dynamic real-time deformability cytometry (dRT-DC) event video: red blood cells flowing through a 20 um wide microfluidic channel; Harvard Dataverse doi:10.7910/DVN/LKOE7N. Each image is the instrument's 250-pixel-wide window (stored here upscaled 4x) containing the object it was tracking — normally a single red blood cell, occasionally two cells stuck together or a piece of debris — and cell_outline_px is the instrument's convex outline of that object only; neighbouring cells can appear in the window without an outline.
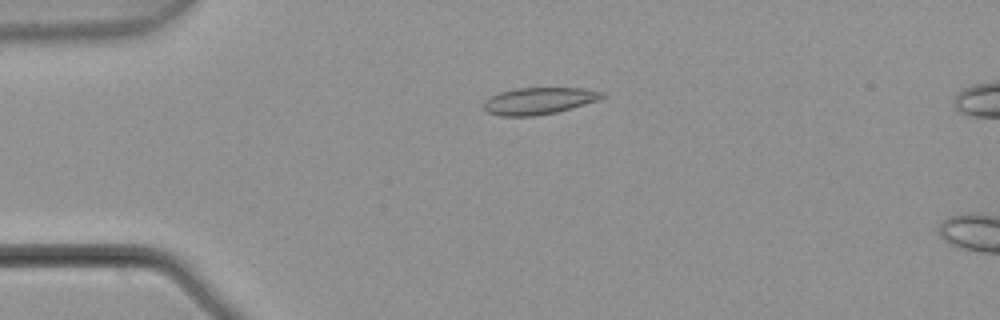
{"species": "common noctule bat (a hibernating species)", "species_latin": "Nyctalus noctula", "temperature_condition": "warm", "stored_images_in_passage": 6, "camera_frame_rate_fps": 3000, "um_per_image_px": 0.085, "animal": {"sex": "male", "body_mass_g": 21.5, "forearm_length_mm": 52.0}, "frame": {"image": 1, "passage_image": 4, "time_ms": 1.0, "image_size_px": [1000, 320], "cell_outline_px": [[608, 96], [572, 108], [556, 112], [536, 116], [500, 116], [488, 112], [484, 108], [484, 100], [500, 92], [516, 88], [580, 88], [604, 92]], "centroid_in_image_um": [45.81, 8.57], "position_along_channel_um": 39.2, "area_um2": 18.44}}